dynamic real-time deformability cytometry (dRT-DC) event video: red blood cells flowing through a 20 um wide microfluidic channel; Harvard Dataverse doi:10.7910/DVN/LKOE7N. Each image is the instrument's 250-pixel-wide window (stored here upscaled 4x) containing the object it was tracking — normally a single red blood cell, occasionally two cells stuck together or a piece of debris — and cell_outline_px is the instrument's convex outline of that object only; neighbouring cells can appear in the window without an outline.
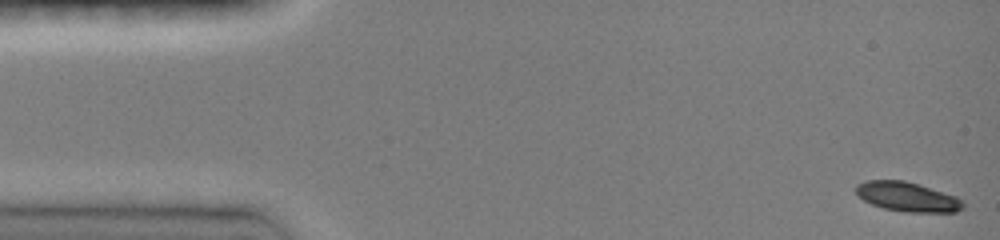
{"species": "common noctule bat (a hibernating species)", "species_latin": "Nyctalus noctula", "temperature_condition": "room temperature", "stored_images_in_passage": 46, "camera_frame_rate_fps": 3000, "um_per_image_px": 0.085, "animal": {"sex": "female", "body_mass_g": 19.0, "forearm_length_mm": 51.5}, "frame": {"image": 1, "passage_image": 1, "time_ms": 0.0, "image_size_px": [1000, 240], "cell_outline_px": [[964, 208], [956, 212], [904, 212], [884, 208], [872, 204], [864, 200], [856, 192], [856, 184], [868, 180], [904, 180], [956, 196], [964, 204]], "centroid_in_image_um": [77.13, 16.73], "position_along_channel_um": 7.9, "area_um2": 18.21}}
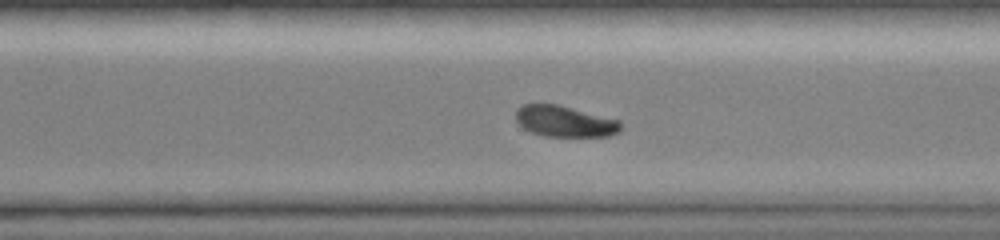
{"frame": {"image": 2, "passage_image": 33, "time_ms": 10.667, "image_size_px": [1000, 240], "cell_outline_px": [[620, 132], [608, 136], [544, 136], [532, 132], [524, 128], [516, 120], [516, 108], [524, 104], [556, 104], [620, 120]], "centroid_in_image_um": [48.0, 10.31], "position_along_channel_um": 322.6, "area_um2": 18.84}}
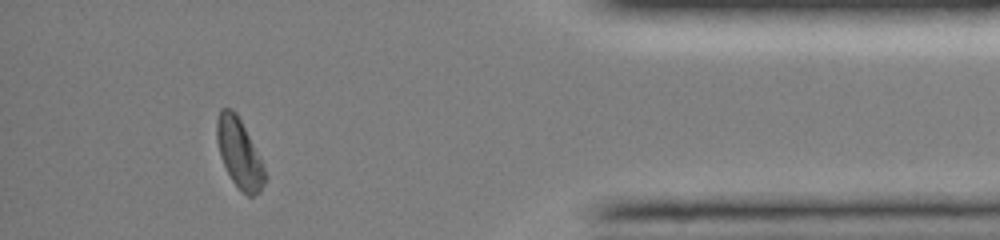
{"frame": {"image": 3, "passage_image": 42, "time_ms": 13.667, "image_size_px": [1000, 240], "cell_outline_px": [[268, 176], [260, 192], [252, 196], [248, 196], [232, 180], [220, 156], [216, 140], [216, 120], [220, 108], [232, 108], [236, 112]], "centroid_in_image_um": [20.31, 13.02], "position_along_channel_um": 414.9, "area_um2": 18.96}, "authors_computed_cell_mechanics": {"area_um2": 19.652, "velocity_mm_per_s": 4.0808, "shape_relaxation_time_tau1_ms": 2.4604, "shape_relaxation_time_tau2_ms": null, "deformation_change_tau1": 0.1031, "deformation_change_tau2": null}}